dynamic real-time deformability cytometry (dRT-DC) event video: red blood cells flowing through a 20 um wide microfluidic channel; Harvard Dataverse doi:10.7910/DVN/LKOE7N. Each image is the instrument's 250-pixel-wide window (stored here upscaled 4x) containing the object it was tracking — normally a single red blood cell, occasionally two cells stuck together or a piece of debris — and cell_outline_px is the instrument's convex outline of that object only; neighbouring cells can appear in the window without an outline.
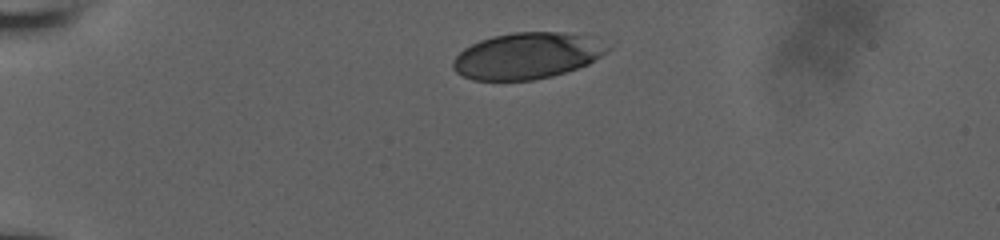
{"species": "human", "species_latin": "Homo sapiens", "temperature_condition": "room temperature", "stored_images_in_passage": 34, "camera_frame_rate_fps": 3000, "um_per_image_px": 0.085, "donor": {"sex": "male"}, "frame": {"image": 1, "passage_image": 1, "time_ms": 0.0, "image_size_px": [1000, 240], "cell_outline_px": [[612, 48], [608, 52], [588, 64], [552, 76], [532, 80], [472, 80], [456, 72], [452, 68], [452, 60], [464, 48], [480, 40], [492, 36], [512, 32], [564, 32], [580, 36]], "centroid_in_image_um": [44.72, 4.75], "position_along_channel_um": 40.3, "area_um2": 41.15}}
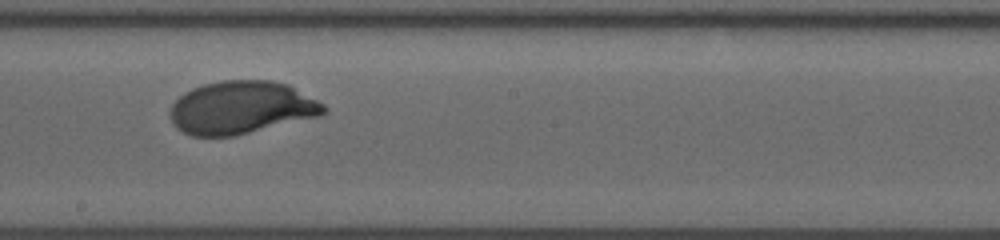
{"frame": {"image": 2, "passage_image": 20, "time_ms": 6.333, "image_size_px": [1000, 240], "cell_outline_px": [[328, 112], [320, 116], [232, 136], [192, 136], [176, 128], [168, 112], [172, 104], [184, 92], [192, 88], [204, 84], [220, 80], [272, 80], [288, 84], [324, 104], [328, 108]], "centroid_in_image_um": [20.51, 9.14], "position_along_channel_um": 227.7, "area_um2": 47.4}}
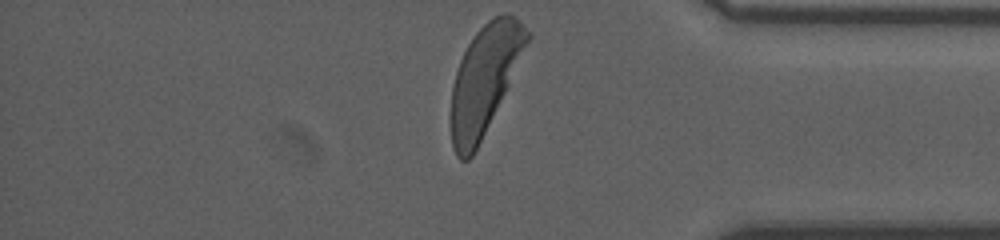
{"frame": {"image": 3, "passage_image": 34, "time_ms": 11.0, "image_size_px": [1000, 240], "cell_outline_px": [[532, 36], [472, 156], [468, 160], [460, 160], [456, 156], [452, 148], [452, 88], [456, 72], [460, 60], [468, 44], [476, 32], [488, 20], [504, 12], [508, 12], [516, 16], [532, 32]], "centroid_in_image_um": [41.21, 6.68], "position_along_channel_um": 394.0, "area_um2": 46.93}, "authors_computed_cell_mechanics": {"area_um2": 47.0781, "velocity_mm_per_s": 3.8866, "shape_relaxation_time_tau1_ms": 2.1813, "shape_relaxation_time_tau2_ms": null, "deformation_change_tau1": 0.1635, "deformation_change_tau2": null}}